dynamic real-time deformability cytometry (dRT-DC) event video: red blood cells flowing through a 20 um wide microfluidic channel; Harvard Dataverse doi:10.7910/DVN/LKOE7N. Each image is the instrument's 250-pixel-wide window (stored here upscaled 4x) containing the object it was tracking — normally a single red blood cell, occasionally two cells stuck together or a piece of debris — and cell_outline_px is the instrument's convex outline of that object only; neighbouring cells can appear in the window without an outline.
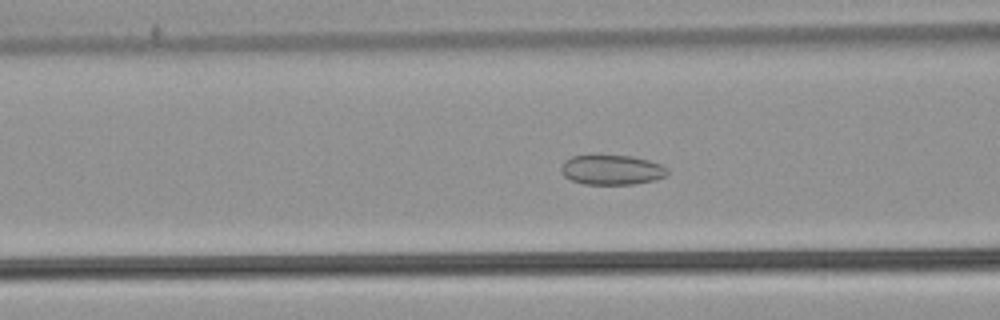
{"species": "common noctule bat (a hibernating species)", "species_latin": "Nyctalus noctula", "temperature_condition": "warm", "stored_images_in_passage": 42, "camera_frame_rate_fps": 3000, "um_per_image_px": 0.085, "animal": {"sex": "male", "body_mass_g": 21.5, "forearm_length_mm": 52.0}, "frame": {"image": 1, "passage_image": 10, "time_ms": 3.0, "image_size_px": [1000, 320], "cell_outline_px": [[668, 172], [664, 176], [656, 180], [632, 184], [584, 184], [572, 180], [564, 176], [560, 172], [560, 168], [564, 160], [572, 156], [632, 156], [648, 160], [660, 164], [668, 168]], "centroid_in_image_um": [51.98, 14.44], "position_along_channel_um": 114.6, "area_um2": 18.38}}
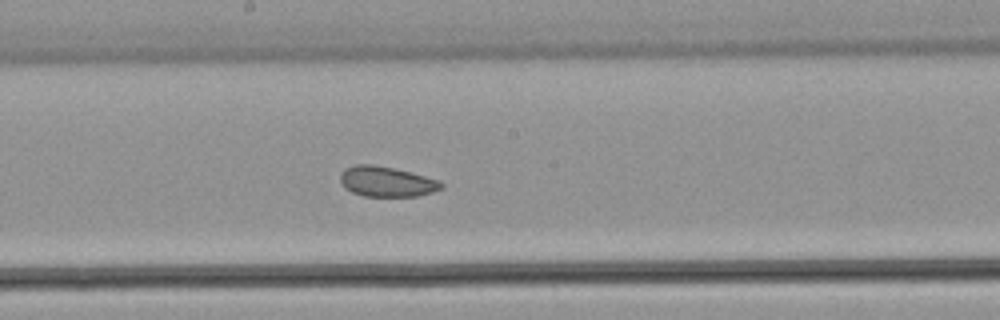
{"frame": {"image": 2, "passage_image": 18, "time_ms": 5.667, "image_size_px": [1000, 320], "cell_outline_px": [[444, 188], [432, 192], [416, 196], [364, 196], [352, 192], [344, 188], [340, 180], [340, 172], [344, 168], [356, 164], [372, 164], [392, 168], [424, 176], [436, 180], [444, 184]], "centroid_in_image_um": [32.81, 15.44], "position_along_channel_um": 215.4, "area_um2": 17.69}}
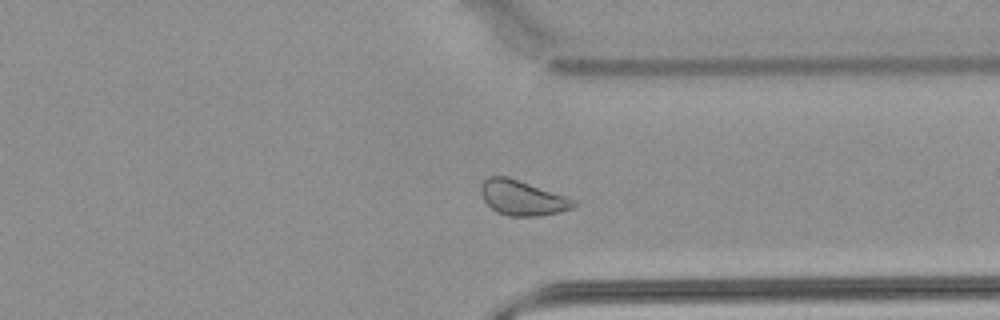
{"frame": {"image": 3, "passage_image": 30, "time_ms": 9.667, "image_size_px": [1000, 320], "cell_outline_px": [[576, 204], [572, 208], [560, 212], [540, 216], [508, 216], [496, 212], [484, 200], [480, 192], [480, 188], [484, 180], [488, 176], [504, 176], [576, 200]], "centroid_in_image_um": [44.37, 16.84], "position_along_channel_um": 367.0, "area_um2": 18.5}, "authors_computed_cell_mechanics": {"area_um2": 19.1029, "velocity_mm_per_s": 3.7856, "shape_relaxation_time_tau1_ms": null, "shape_relaxation_time_tau2_ms": 2.0011, "deformation_change_tau1": null, "deformation_change_tau2": 0.0692}}